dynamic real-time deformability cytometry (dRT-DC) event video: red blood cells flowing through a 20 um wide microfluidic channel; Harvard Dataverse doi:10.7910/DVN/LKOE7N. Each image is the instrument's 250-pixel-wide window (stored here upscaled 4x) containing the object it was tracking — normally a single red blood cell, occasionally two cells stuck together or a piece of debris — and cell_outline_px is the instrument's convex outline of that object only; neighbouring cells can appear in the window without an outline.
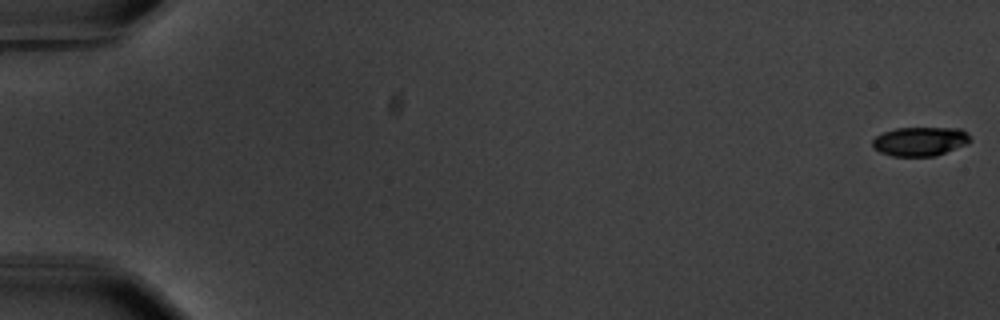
{"species": "common noctule bat (a hibernating species)", "species_latin": "Nyctalus noctula", "temperature_condition": "warm", "stored_images_in_passage": 58, "camera_frame_rate_fps": 3000, "um_per_image_px": 0.085, "animal": {"sex": "male", "body_mass_g": 20.1, "forearm_length_mm": 53.5}, "frame": {"image": 1, "passage_image": 1, "time_ms": 0.0, "image_size_px": [1000, 320], "cell_outline_px": [[972, 140], [968, 144], [936, 156], [892, 156], [880, 152], [872, 144], [872, 140], [876, 136], [884, 132], [896, 128], [960, 128], [968, 132]], "centroid_in_image_um": [78.26, 12.01], "position_along_channel_um": 6.7, "area_um2": 16.65}}
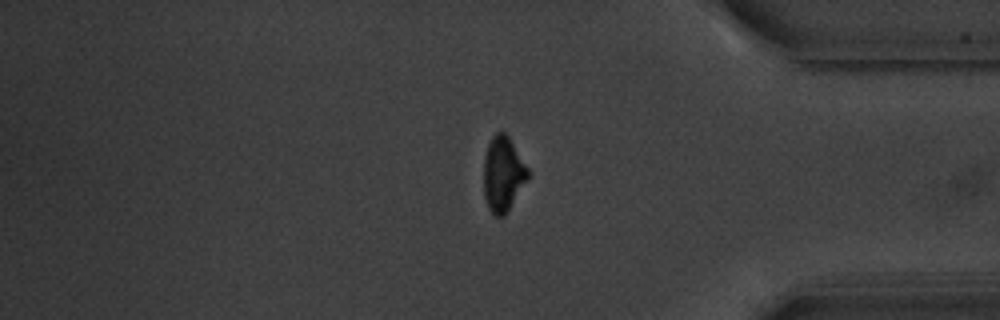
{"frame": {"image": 2, "passage_image": 49, "time_ms": 16.0, "image_size_px": [1000, 320], "cell_outline_px": [[532, 172], [528, 180], [508, 212], [504, 216], [496, 216], [488, 208], [484, 196], [484, 160], [488, 144], [492, 136], [496, 132], [504, 132], [508, 136]], "centroid_in_image_um": [42.79, 14.8], "position_along_channel_um": 392.4, "area_um2": 19.65}}
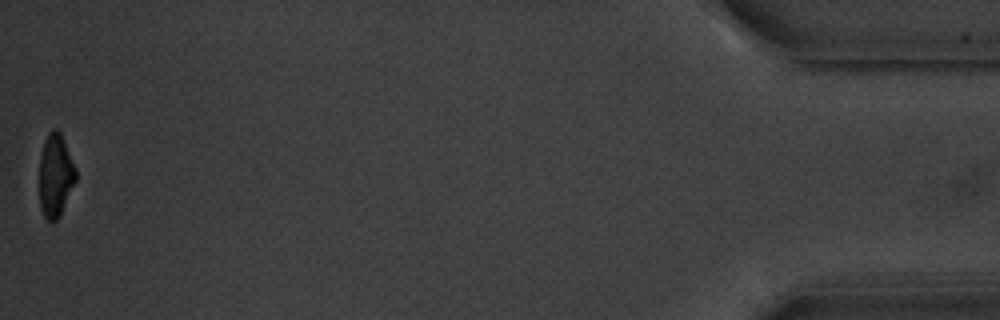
{"frame": {"image": 3, "passage_image": 58, "time_ms": 19.0, "image_size_px": [1000, 320], "cell_outline_px": [[76, 180], [60, 216], [56, 220], [48, 220], [44, 216], [40, 208], [40, 156], [44, 140], [48, 132], [52, 128], [56, 128], [60, 132], [76, 172]], "centroid_in_image_um": [4.7, 14.91], "position_along_channel_um": 430.5, "area_um2": 17.34}, "authors_computed_cell_mechanics": {"area_um2": 19.074, "velocity_mm_per_s": 3.5892, "shape_relaxation_time_tau1_ms": 2.5997, "shape_relaxation_time_tau2_ms": 5.1777, "deformation_change_tau1": 0.1525, "deformation_change_tau2": 0.1024}}